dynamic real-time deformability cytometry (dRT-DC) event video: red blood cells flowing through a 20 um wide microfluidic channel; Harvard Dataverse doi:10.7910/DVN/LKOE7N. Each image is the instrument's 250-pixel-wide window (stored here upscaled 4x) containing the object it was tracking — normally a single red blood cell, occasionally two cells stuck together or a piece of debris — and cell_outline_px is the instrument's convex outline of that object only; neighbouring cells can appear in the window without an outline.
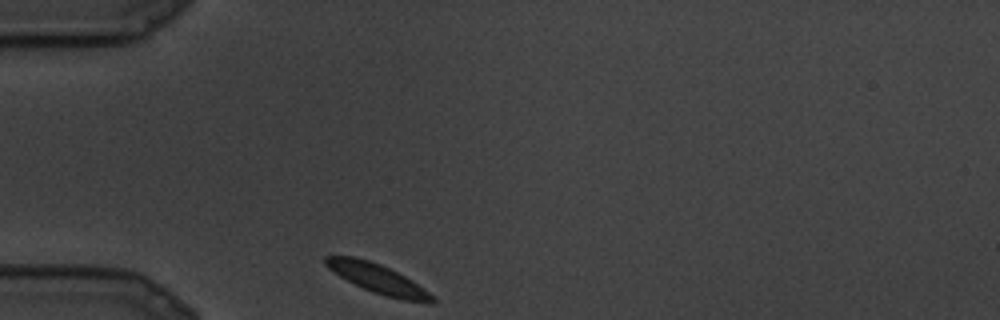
{"species": "common noctule bat (a hibernating species)", "species_latin": "Nyctalus noctula", "temperature_condition": "cold", "stored_images_in_passage": 5, "camera_frame_rate_fps": 3000, "um_per_image_px": 0.085, "animal": {"sex": "male", "body_mass_g": 19.5, "forearm_length_mm": 54.6}, "frame": {"image": 1, "passage_image": 1, "time_ms": 0.0, "image_size_px": [1000, 320], "cell_outline_px": [[436, 304], [428, 304], [404, 300], [384, 296], [372, 292], [340, 276], [328, 268], [324, 264], [324, 256], [352, 256], [368, 260], [380, 264], [412, 280], [428, 292], [436, 300]], "centroid_in_image_um": [32.13, 23.71], "position_along_channel_um": 52.9, "area_um2": 18.03}}
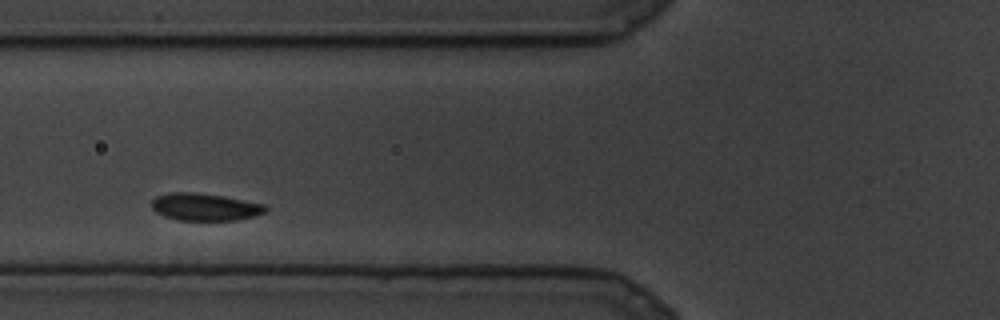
{"frame": {"image": 2, "passage_image": 4, "time_ms": 1.0, "image_size_px": [1000, 320], "cell_outline_px": [[268, 208], [264, 212], [256, 216], [236, 220], [176, 220], [164, 216], [156, 212], [152, 208], [152, 200], [156, 196], [168, 192], [192, 192], [224, 196], [264, 204]], "centroid_in_image_um": [17.4, 17.59], "position_along_channel_um": 108.4, "area_um2": 18.21}}